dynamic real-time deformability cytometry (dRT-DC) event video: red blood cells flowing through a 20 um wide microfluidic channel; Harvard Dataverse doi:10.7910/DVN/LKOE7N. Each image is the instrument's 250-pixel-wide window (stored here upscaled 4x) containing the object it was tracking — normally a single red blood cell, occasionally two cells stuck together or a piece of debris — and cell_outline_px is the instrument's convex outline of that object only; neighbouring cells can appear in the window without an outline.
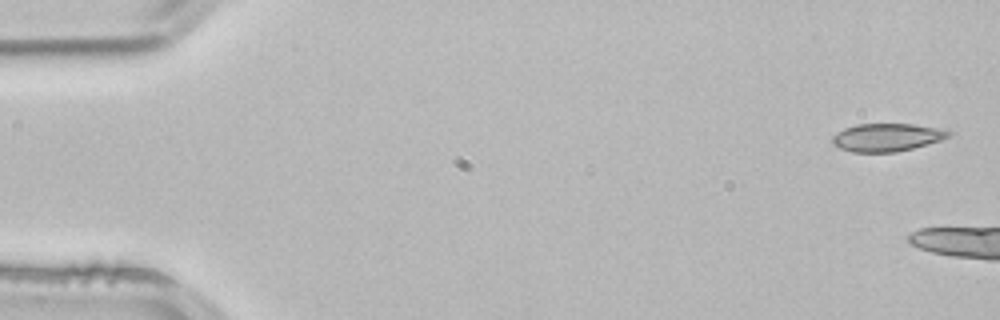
{"species": "common noctule bat (a hibernating species)", "species_latin": "Nyctalus noctula", "temperature_condition": "room temperature", "stored_images_in_passage": 5, "camera_frame_rate_fps": 3000, "um_per_image_px": 0.085, "animal": {"sex": "male", "body_mass_g": 21.5, "forearm_length_mm": 52.0}, "frame": {"image": 1, "passage_image": 1, "time_ms": 0.0, "image_size_px": [1000, 320], "cell_outline_px": [[952, 132], [948, 136], [940, 140], [912, 148], [896, 152], [852, 152], [840, 148], [832, 144], [832, 136], [844, 128], [856, 124], [912, 124], [936, 128]], "centroid_in_image_um": [75.32, 11.68], "position_along_channel_um": 9.7, "area_um2": 18.67}}